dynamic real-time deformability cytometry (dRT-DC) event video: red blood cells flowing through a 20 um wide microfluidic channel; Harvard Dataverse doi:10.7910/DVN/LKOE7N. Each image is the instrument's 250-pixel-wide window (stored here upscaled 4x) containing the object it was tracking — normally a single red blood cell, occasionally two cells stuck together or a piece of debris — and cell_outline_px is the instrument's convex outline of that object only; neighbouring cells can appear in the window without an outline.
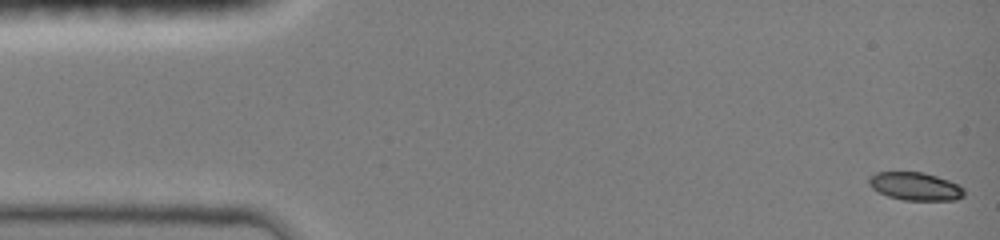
{"species": "common noctule bat (a hibernating species)", "species_latin": "Nyctalus noctula", "temperature_condition": "room temperature", "stored_images_in_passage": 48, "camera_frame_rate_fps": 3000, "um_per_image_px": 0.085, "animal": {"sex": "female", "body_mass_g": 19.0, "forearm_length_mm": 51.5}, "frame": {"image": 1, "passage_image": 1, "time_ms": 0.0, "image_size_px": [1000, 240], "cell_outline_px": [[964, 196], [956, 200], [904, 200], [888, 196], [872, 188], [868, 184], [868, 176], [876, 172], [924, 172], [948, 180], [964, 188]], "centroid_in_image_um": [77.78, 15.83], "position_along_channel_um": 7.2, "area_um2": 15.55}}
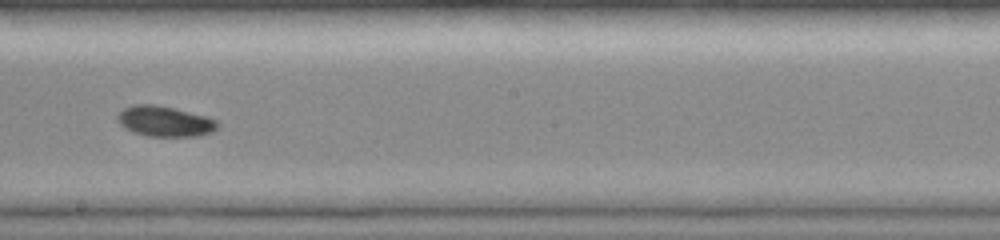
{"frame": {"image": 2, "passage_image": 27, "time_ms": 8.667, "image_size_px": [1000, 240], "cell_outline_px": [[220, 124], [212, 132], [196, 136], [148, 136], [132, 132], [124, 128], [116, 120], [116, 116], [124, 108], [132, 104], [156, 104], [208, 116], [216, 120]], "centroid_in_image_um": [13.98, 10.3], "position_along_channel_um": 234.2, "area_um2": 17.92}}
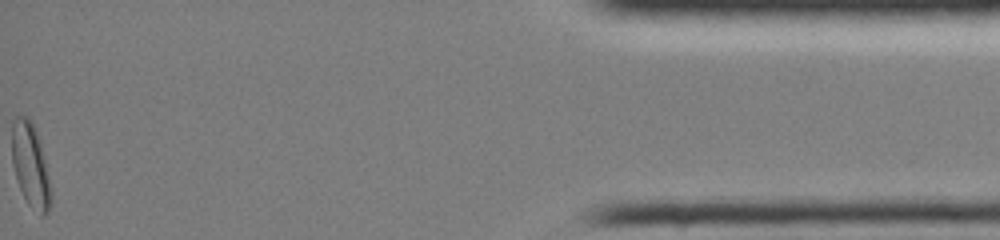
{"frame": {"image": 3, "passage_image": 48, "time_ms": 15.667, "image_size_px": [1000, 240], "cell_outline_px": [[52, 200], [48, 212], [44, 216], [40, 216], [28, 204], [20, 188], [12, 164], [12, 116], [28, 116], [36, 132], [40, 144], [52, 192]], "centroid_in_image_um": [2.58, 14.07], "position_along_channel_um": 432.6, "area_um2": 18.96}, "authors_computed_cell_mechanics": {"area_um2": 17.1088, "velocity_mm_per_s": 4.0365, "shape_relaxation_time_tau1_ms": 2.4681, "shape_relaxation_time_tau2_ms": null, "deformation_change_tau1": 0.1093, "deformation_change_tau2": null}}